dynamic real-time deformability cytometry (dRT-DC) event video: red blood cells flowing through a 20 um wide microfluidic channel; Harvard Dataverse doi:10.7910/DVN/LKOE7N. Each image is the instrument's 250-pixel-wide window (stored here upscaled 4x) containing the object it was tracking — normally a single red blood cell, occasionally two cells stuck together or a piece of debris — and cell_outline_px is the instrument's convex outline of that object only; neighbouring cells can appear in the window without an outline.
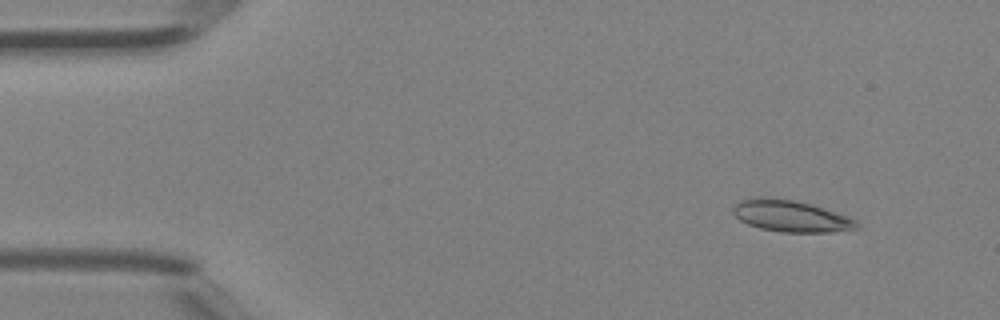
{"species": "Egyptian fruit bat (a non-hibernating species)", "species_latin": "Rousettus aegyptiacus", "temperature_condition": "room temperature", "stored_images_in_passage": 4, "camera_frame_rate_fps": 3000, "um_per_image_px": 0.085, "animal": {"sex": "female"}, "frame": {"image": 1, "passage_image": 1, "time_ms": 0.0, "image_size_px": [1000, 320], "cell_outline_px": [[860, 228], [828, 232], [780, 232], [760, 228], [748, 224], [740, 220], [732, 212], [732, 208], [740, 200], [752, 196], [764, 196], [796, 200], [812, 204], [848, 216], [856, 220], [860, 224]], "centroid_in_image_um": [67.21, 18.34], "position_along_channel_um": 17.8, "area_um2": 23.06}}
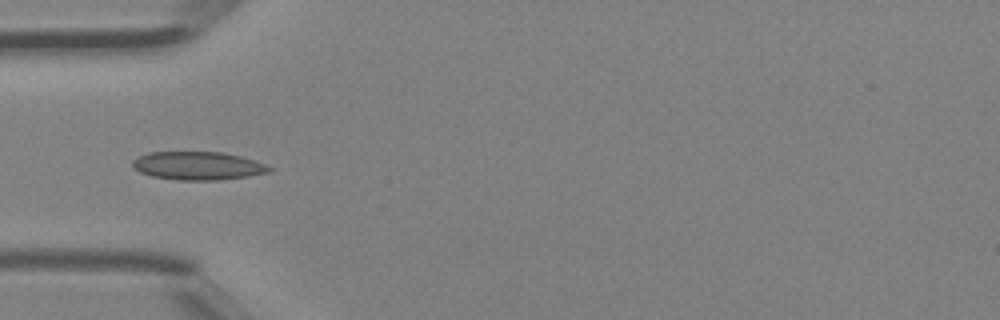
{"frame": {"image": 2, "passage_image": 4, "time_ms": 1.0, "image_size_px": [1000, 320], "cell_outline_px": [[272, 172], [248, 176], [216, 180], [176, 180], [152, 176], [140, 172], [132, 168], [132, 160], [148, 152], [220, 152], [240, 156], [264, 164], [272, 168]], "centroid_in_image_um": [16.79, 14.09], "position_along_channel_um": 68.2, "area_um2": 22.43}}